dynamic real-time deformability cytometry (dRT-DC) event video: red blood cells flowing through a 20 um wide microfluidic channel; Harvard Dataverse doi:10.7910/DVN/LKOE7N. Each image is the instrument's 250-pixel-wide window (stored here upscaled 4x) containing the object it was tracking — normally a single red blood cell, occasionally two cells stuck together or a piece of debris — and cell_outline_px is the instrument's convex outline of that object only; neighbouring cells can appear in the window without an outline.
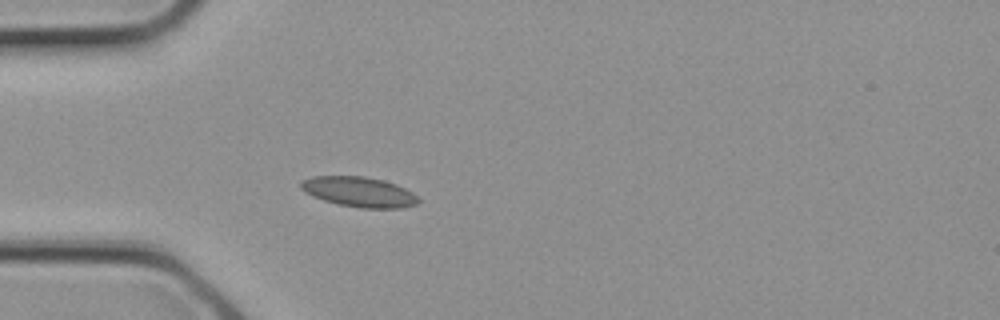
{"species": "common noctule bat (a hibernating species)", "species_latin": "Nyctalus noctula", "temperature_condition": "cold", "stored_images_in_passage": 2, "camera_frame_rate_fps": 3000, "um_per_image_px": 0.085, "animal": {"sex": "female", "body_mass_g": 21.9}, "frame": {"image": 1, "passage_image": 2, "time_ms": 0.333, "image_size_px": [1000, 320], "cell_outline_px": [[420, 200], [416, 204], [400, 208], [360, 208], [336, 204], [312, 196], [304, 192], [300, 188], [300, 180], [312, 176], [364, 176], [384, 180], [396, 184], [412, 192]], "centroid_in_image_um": [30.48, 16.3], "position_along_channel_um": 54.5, "area_um2": 20.75}}